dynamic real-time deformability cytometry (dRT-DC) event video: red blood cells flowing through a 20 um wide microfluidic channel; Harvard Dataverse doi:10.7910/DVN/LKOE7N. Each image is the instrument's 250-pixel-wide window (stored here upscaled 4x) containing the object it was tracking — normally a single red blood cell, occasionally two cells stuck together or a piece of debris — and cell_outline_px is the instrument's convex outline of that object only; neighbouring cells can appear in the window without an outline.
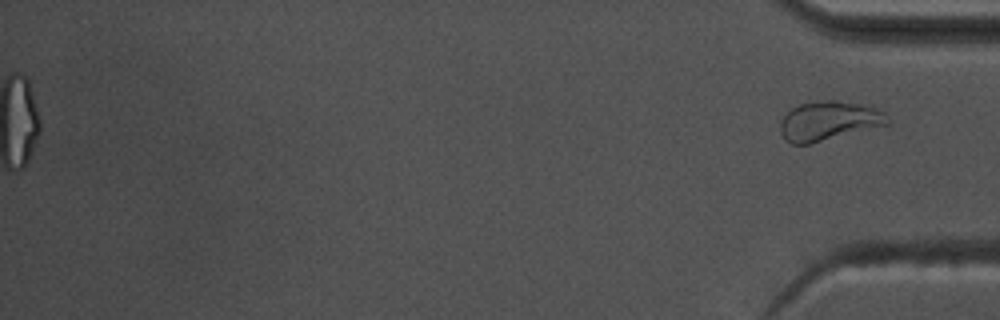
{"species": "common noctule bat (a hibernating species)", "species_latin": "Nyctalus noctula", "temperature_condition": "warm", "stored_images_in_passage": 42, "segment_of_instrument_passage": [2, 2], "camera_frame_rate_fps": 3000, "um_per_image_px": 0.085, "animal": {"sex": "male", "body_mass_g": 17.5, "forearm_length_mm": 52.3}, "frame": {"image": 1, "passage_image": 42, "time_ms": 13.667, "image_size_px": [1000, 320], "cell_outline_px": [[892, 124], [808, 144], [792, 144], [780, 132], [780, 120], [796, 104], [828, 100], [836, 100], [860, 104], [876, 108], [884, 112], [892, 120]], "centroid_in_image_um": [70.5, 10.27], "position_along_channel_um": 364.7, "area_um2": 24.62}}